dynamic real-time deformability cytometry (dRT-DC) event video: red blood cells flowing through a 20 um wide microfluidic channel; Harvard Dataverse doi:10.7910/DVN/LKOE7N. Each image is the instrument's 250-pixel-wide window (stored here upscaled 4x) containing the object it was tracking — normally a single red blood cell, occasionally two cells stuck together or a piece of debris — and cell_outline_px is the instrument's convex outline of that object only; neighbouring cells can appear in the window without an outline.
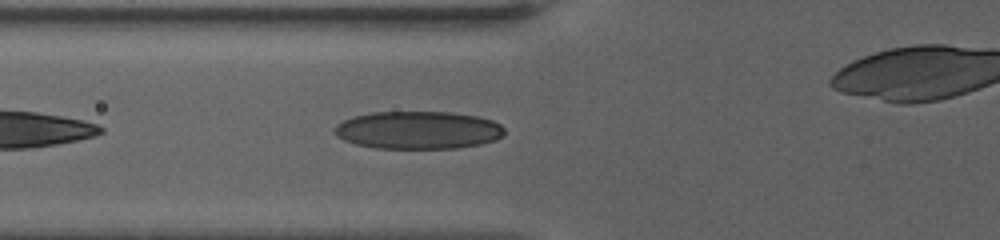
{"species": "human", "species_latin": "Homo sapiens", "temperature_condition": "warm", "stored_images_in_passage": 24, "camera_frame_rate_fps": 3000, "um_per_image_px": 0.085, "donor": {"sex": "female"}, "frame": {"image": 1, "passage_image": 6, "time_ms": 2.667, "image_size_px": [1000, 240], "cell_outline_px": [[504, 136], [496, 140], [480, 144], [456, 148], [376, 148], [356, 144], [344, 140], [336, 136], [332, 132], [336, 124], [352, 116], [372, 112], [452, 112], [476, 116], [492, 120], [500, 124], [504, 128]], "centroid_in_image_um": [35.53, 11.05], "position_along_channel_um": 90.3, "area_um2": 37.63}}
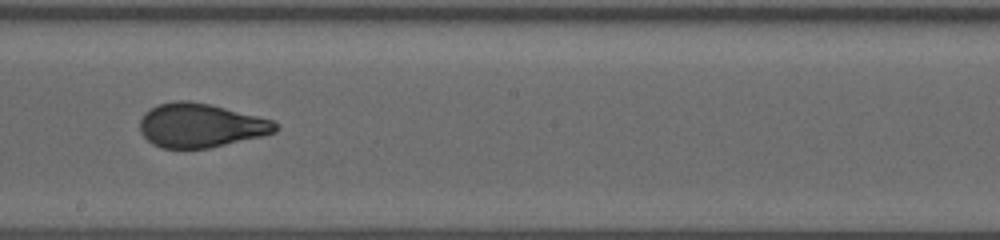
{"frame": {"image": 2, "passage_image": 13, "time_ms": 7.0, "image_size_px": [1000, 240], "cell_outline_px": [[276, 132], [264, 136], [208, 148], [160, 148], [152, 144], [140, 132], [140, 120], [144, 112], [160, 104], [180, 100], [188, 100], [208, 104], [272, 120], [276, 124]], "centroid_in_image_um": [17.02, 10.67], "position_along_channel_um": 231.2, "area_um2": 34.39}}
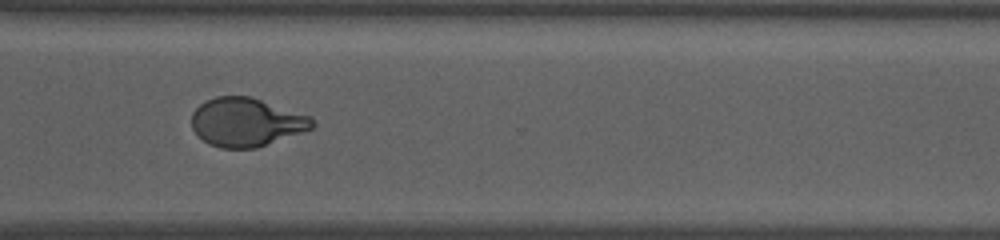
{"frame": {"image": 3, "passage_image": 19, "time_ms": 10.667, "image_size_px": [1000, 240], "cell_outline_px": [[316, 124], [312, 128], [256, 148], [220, 148], [208, 144], [192, 128], [192, 112], [200, 104], [216, 96], [252, 96], [312, 116]], "centroid_in_image_um": [20.95, 10.37], "position_along_channel_um": 349.6, "area_um2": 34.16}}